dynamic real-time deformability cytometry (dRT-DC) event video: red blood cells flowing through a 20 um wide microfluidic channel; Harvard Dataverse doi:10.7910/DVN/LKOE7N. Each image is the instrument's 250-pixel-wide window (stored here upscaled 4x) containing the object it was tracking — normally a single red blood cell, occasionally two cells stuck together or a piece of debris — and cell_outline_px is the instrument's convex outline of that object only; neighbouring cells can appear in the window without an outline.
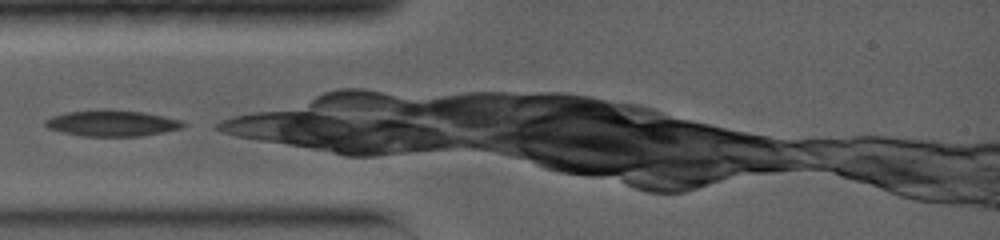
{"species": "common noctule bat (a hibernating species)", "species_latin": "Nyctalus noctula", "temperature_condition": "warm", "stored_images_in_passage": 38, "camera_frame_rate_fps": 5000, "um_per_image_px": 0.085, "animal": {"sex": "female", "body_mass_g": 19.0, "forearm_length_mm": 56.7}, "frame": {"image": 1, "passage_image": 1, "time_ms": 0.0, "image_size_px": [1000, 240], "cell_outline_px": [[188, 124], [180, 128], [164, 132], [140, 136], [84, 136], [60, 132], [48, 128], [44, 124], [44, 120], [52, 116], [64, 112], [104, 108], [144, 112], [184, 120]], "centroid_in_image_um": [9.52, 10.45], "position_along_channel_um": 75.5, "area_um2": 21.39}}
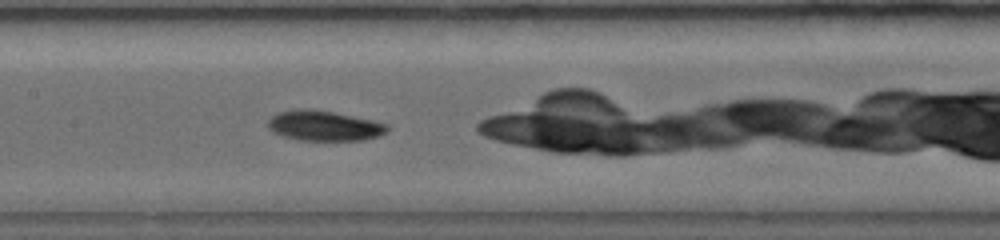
{"frame": {"image": 2, "passage_image": 11, "time_ms": 2.6, "image_size_px": [1000, 240], "cell_outline_px": [[388, 132], [380, 136], [364, 140], [300, 140], [284, 136], [272, 132], [268, 128], [268, 120], [276, 112], [292, 108], [308, 108], [332, 112], [372, 120], [388, 124]], "centroid_in_image_um": [27.53, 10.68], "position_along_channel_um": 179.9, "area_um2": 21.15}}
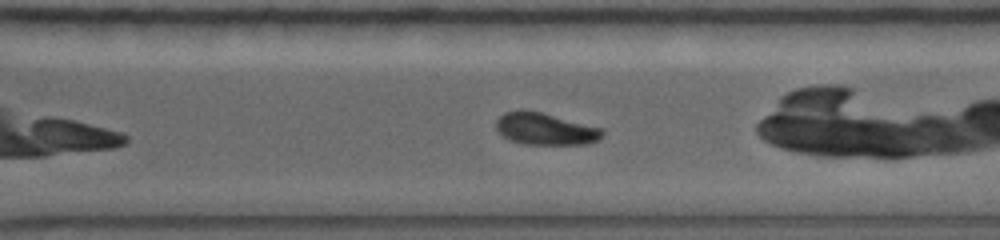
{"frame": {"image": 3, "passage_image": 26, "time_ms": 6.2, "image_size_px": [1000, 240], "cell_outline_px": [[604, 132], [596, 140], [588, 144], [524, 144], [512, 140], [504, 136], [496, 128], [496, 120], [504, 112], [516, 108], [524, 108], [604, 128]], "centroid_in_image_um": [46.32, 10.92], "position_along_channel_um": 324.3, "area_um2": 19.88}}